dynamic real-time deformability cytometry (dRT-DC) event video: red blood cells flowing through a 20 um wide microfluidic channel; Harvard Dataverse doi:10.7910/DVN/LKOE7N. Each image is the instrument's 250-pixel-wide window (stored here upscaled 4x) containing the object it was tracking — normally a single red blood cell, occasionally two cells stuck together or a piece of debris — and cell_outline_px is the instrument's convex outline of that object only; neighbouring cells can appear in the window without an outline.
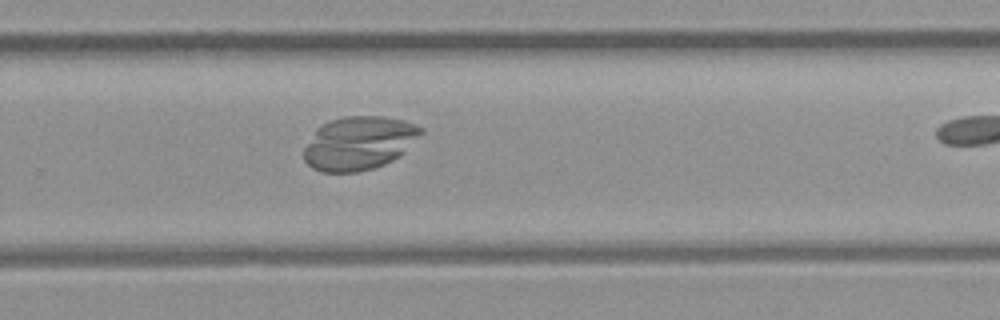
{"species": "common noctule bat (a hibernating species)", "species_latin": "Nyctalus noctula", "temperature_condition": "room temperature", "stored_images_in_passage": 29, "camera_frame_rate_fps": 3000, "um_per_image_px": 0.085, "animal": {"sex": "female", "body_mass_g": 21.9}, "frame": {"image": 1, "passage_image": 21, "time_ms": 6.667, "image_size_px": [1000, 320], "cell_outline_px": [[424, 132], [392, 160], [384, 164], [360, 172], [320, 172], [312, 168], [304, 160], [304, 148], [316, 128], [320, 124], [328, 120], [344, 116], [384, 116], [404, 120], [424, 128]], "centroid_in_image_um": [30.47, 12.15], "position_along_channel_um": 299.3, "area_um2": 36.47}}